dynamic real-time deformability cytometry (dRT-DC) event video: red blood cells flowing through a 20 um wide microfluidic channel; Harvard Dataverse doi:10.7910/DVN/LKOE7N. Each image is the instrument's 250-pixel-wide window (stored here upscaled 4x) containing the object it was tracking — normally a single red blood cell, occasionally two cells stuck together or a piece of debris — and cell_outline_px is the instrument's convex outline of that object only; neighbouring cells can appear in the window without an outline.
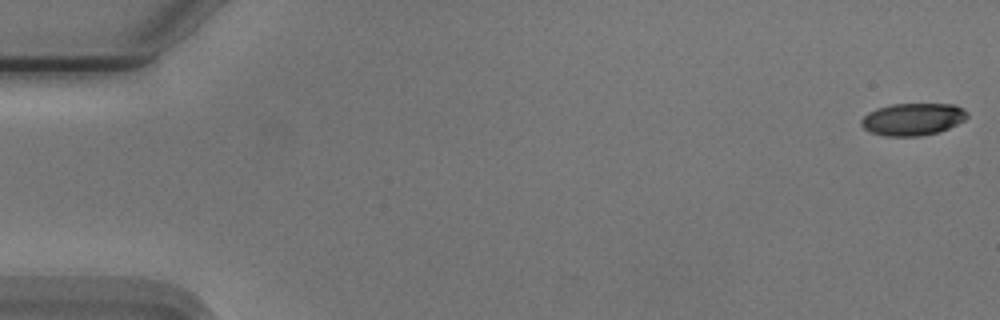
{"species": "Egyptian fruit bat (a non-hibernating species)", "species_latin": "Rousettus aegyptiacus", "temperature_condition": "cold", "stored_images_in_passage": 55, "camera_frame_rate_fps": 3000, "um_per_image_px": 0.085, "animal": {"sex": "male"}, "frame": {"image": 1, "passage_image": 1, "time_ms": 0.0, "image_size_px": [1000, 320], "cell_outline_px": [[968, 116], [964, 120], [940, 132], [920, 136], [884, 136], [868, 132], [860, 124], [860, 120], [868, 112], [876, 108], [892, 104], [956, 104], [964, 108], [968, 112]], "centroid_in_image_um": [77.58, 10.13], "position_along_channel_um": 7.4, "area_um2": 20.17}}
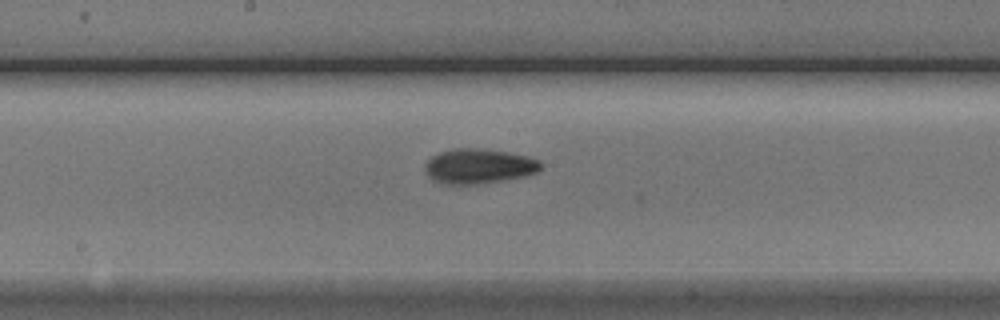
{"frame": {"image": 2, "passage_image": 29, "time_ms": 9.333, "image_size_px": [1000, 320], "cell_outline_px": [[544, 164], [536, 172], [524, 176], [504, 180], [476, 184], [440, 184], [432, 180], [424, 172], [424, 164], [432, 156], [440, 152], [452, 148], [476, 148], [508, 152], [528, 156], [540, 160]], "centroid_in_image_um": [40.67, 14.13], "position_along_channel_um": 207.5, "area_um2": 23.76}}
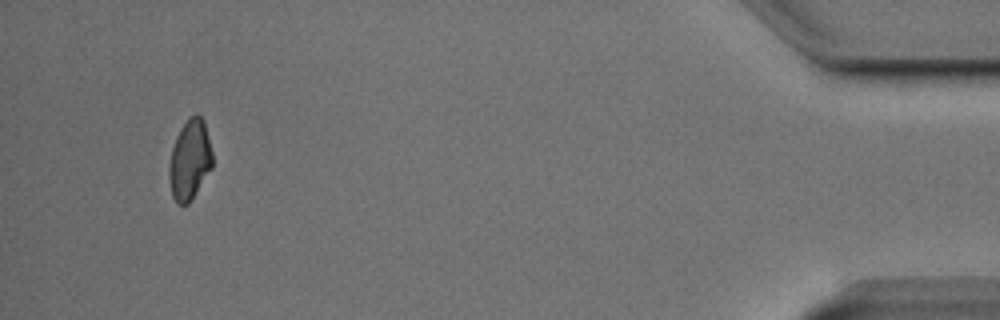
{"frame": {"image": 3, "passage_image": 52, "time_ms": 17.0, "image_size_px": [1000, 320], "cell_outline_px": [[212, 168], [188, 204], [176, 204], [172, 196], [168, 176], [168, 168], [172, 148], [176, 136], [180, 128], [188, 116], [196, 112], [204, 120], [212, 152]], "centroid_in_image_um": [16.12, 13.56], "position_along_channel_um": 419.1, "area_um2": 20.4}, "authors_computed_cell_mechanics": {"area_um2": 21.5594, "velocity_mm_per_s": 3.7544, "shape_relaxation_time_tau1_ms": 4.2118, "shape_relaxation_time_tau2_ms": null, "deformation_change_tau1": 0.138, "deformation_change_tau2": null}}